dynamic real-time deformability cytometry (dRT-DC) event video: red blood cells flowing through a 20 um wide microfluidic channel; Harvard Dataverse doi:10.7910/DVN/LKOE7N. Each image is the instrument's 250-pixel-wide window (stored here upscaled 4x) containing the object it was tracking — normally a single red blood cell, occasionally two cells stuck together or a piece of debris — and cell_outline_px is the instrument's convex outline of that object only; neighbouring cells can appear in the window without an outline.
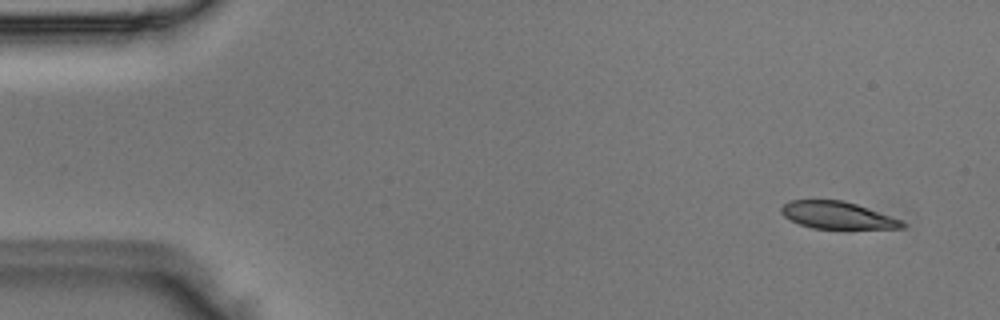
{"species": "Egyptian fruit bat (a non-hibernating species)", "species_latin": "Rousettus aegyptiacus", "temperature_condition": "room temperature", "stored_images_in_passage": 5, "segment_of_instrument_passage": [1, 2], "camera_frame_rate_fps": 3000, "um_per_image_px": 0.085, "animal": {"sex": "male"}, "frame": {"image": 1, "passage_image": 1, "time_ms": 0.0, "image_size_px": [1000, 320], "cell_outline_px": [[908, 224], [904, 228], [812, 228], [800, 224], [784, 216], [780, 212], [780, 208], [784, 204], [792, 200], [844, 200], [856, 204], [900, 220]], "centroid_in_image_um": [71.15, 18.29], "position_along_channel_um": 13.9, "area_um2": 18.79}}